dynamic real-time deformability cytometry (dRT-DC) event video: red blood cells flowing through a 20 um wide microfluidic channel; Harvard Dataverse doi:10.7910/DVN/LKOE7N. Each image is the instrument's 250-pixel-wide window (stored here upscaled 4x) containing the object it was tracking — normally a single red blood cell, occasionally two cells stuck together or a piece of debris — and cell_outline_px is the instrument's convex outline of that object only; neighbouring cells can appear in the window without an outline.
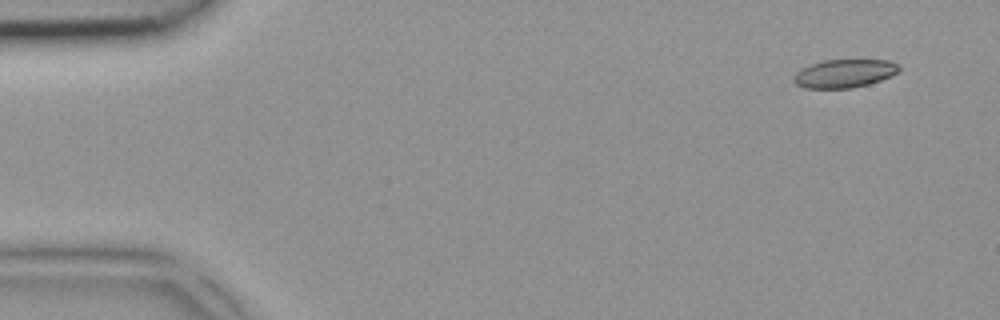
{"species": "common noctule bat (a hibernating species)", "species_latin": "Nyctalus noctula", "temperature_condition": "room temperature", "stored_images_in_passage": 9, "camera_frame_rate_fps": 3000, "um_per_image_px": 0.085, "animal": {"sex": "female", "body_mass_g": 18.4}, "frame": {"image": 1, "passage_image": 1, "time_ms": 0.0, "image_size_px": [1000, 320], "cell_outline_px": [[900, 68], [892, 76], [868, 84], [852, 88], [804, 88], [796, 84], [792, 80], [792, 76], [800, 68], [824, 60], [888, 60], [896, 64]], "centroid_in_image_um": [71.72, 6.25], "position_along_channel_um": 13.3, "area_um2": 17.34}}
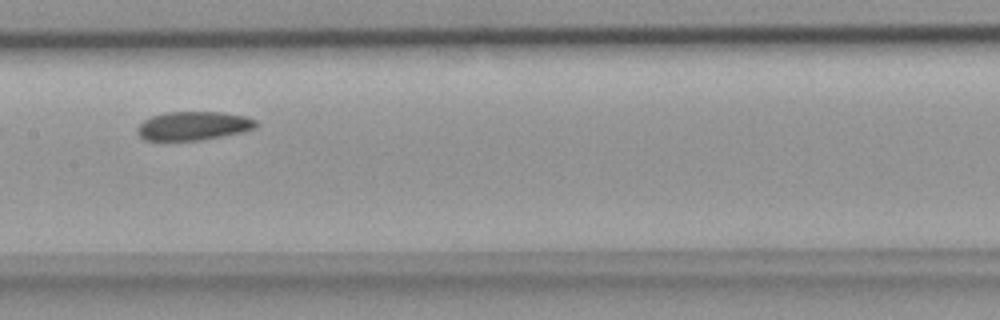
{"frame": {"image": 2, "passage_image": 7, "time_ms": 2.0, "image_size_px": [1000, 320], "cell_outline_px": [[256, 128], [240, 132], [200, 140], [144, 140], [136, 132], [136, 128], [144, 120], [152, 116], [164, 112], [224, 112], [244, 116], [256, 120]], "centroid_in_image_um": [16.4, 10.69], "position_along_channel_um": 191.0, "area_um2": 19.71}}
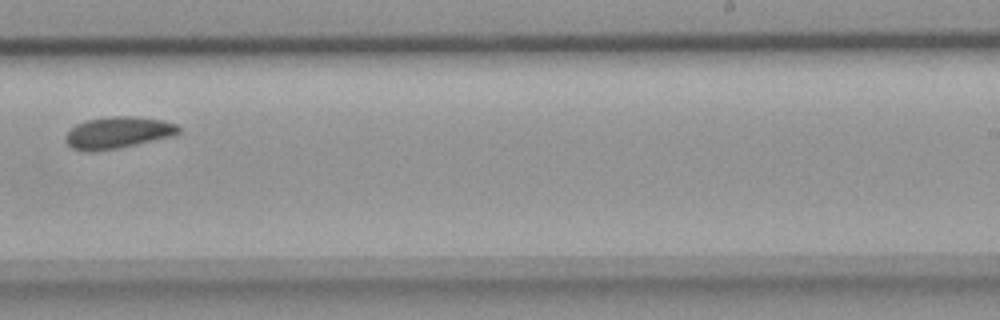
{"frame": {"image": 3, "passage_image": 9, "time_ms": 2.667, "image_size_px": [1000, 320], "cell_outline_px": [[180, 132], [172, 136], [136, 144], [116, 148], [92, 152], [72, 148], [64, 140], [64, 136], [76, 124], [88, 120], [112, 116], [132, 116], [160, 120], [176, 124], [180, 128]], "centroid_in_image_um": [10.0, 11.27], "position_along_channel_um": 279.0, "area_um2": 20.58}}